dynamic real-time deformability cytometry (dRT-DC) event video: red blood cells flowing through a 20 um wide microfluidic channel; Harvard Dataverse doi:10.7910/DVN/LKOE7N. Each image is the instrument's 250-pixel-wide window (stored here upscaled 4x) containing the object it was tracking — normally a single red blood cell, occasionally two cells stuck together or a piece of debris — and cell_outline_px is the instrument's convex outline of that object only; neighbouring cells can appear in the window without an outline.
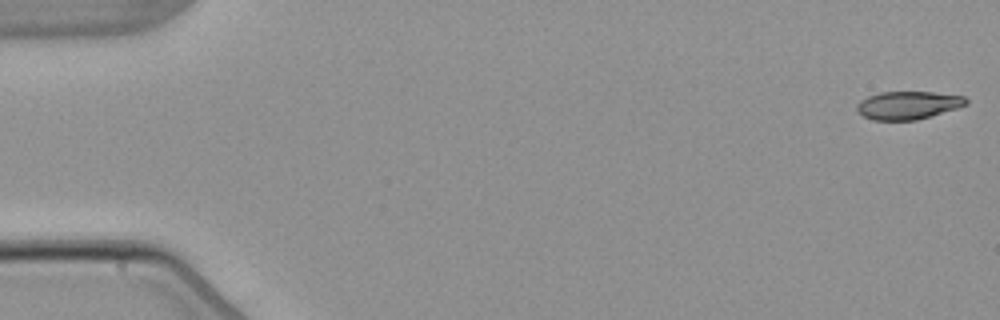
{"species": "common noctule bat (a hibernating species)", "species_latin": "Nyctalus noctula", "temperature_condition": "warm", "stored_images_in_passage": 7, "camera_frame_rate_fps": 3000, "um_per_image_px": 0.085, "animal": {"sex": "male", "body_mass_g": 21.5, "forearm_length_mm": 52.0}, "frame": {"image": 1, "passage_image": 1, "time_ms": 0.0, "image_size_px": [1000, 320], "cell_outline_px": [[968, 104], [956, 108], [916, 120], [872, 120], [856, 112], [856, 104], [860, 100], [868, 96], [880, 92], [932, 92], [964, 96], [968, 100]], "centroid_in_image_um": [77.14, 8.94], "position_along_channel_um": 7.9, "area_um2": 17.8}}
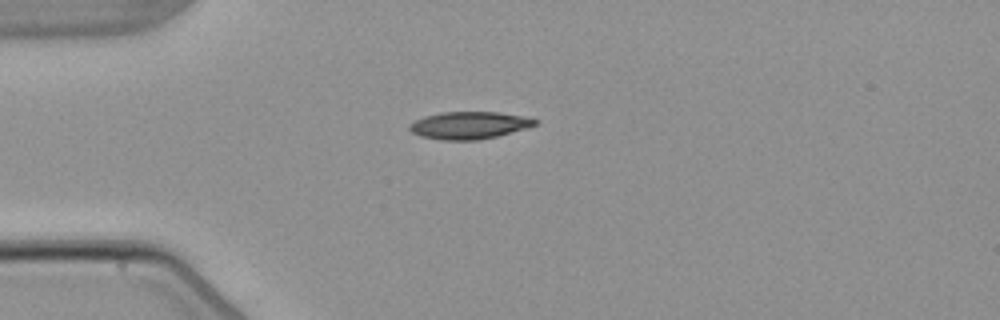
{"frame": {"image": 2, "passage_image": 4, "time_ms": 4.333, "image_size_px": [1000, 320], "cell_outline_px": [[540, 120], [536, 124], [524, 128], [496, 136], [476, 140], [440, 140], [420, 136], [412, 132], [408, 128], [408, 124], [424, 116], [440, 112], [500, 112], [528, 116]], "centroid_in_image_um": [39.87, 10.64], "position_along_channel_um": 45.1, "area_um2": 20.06}}